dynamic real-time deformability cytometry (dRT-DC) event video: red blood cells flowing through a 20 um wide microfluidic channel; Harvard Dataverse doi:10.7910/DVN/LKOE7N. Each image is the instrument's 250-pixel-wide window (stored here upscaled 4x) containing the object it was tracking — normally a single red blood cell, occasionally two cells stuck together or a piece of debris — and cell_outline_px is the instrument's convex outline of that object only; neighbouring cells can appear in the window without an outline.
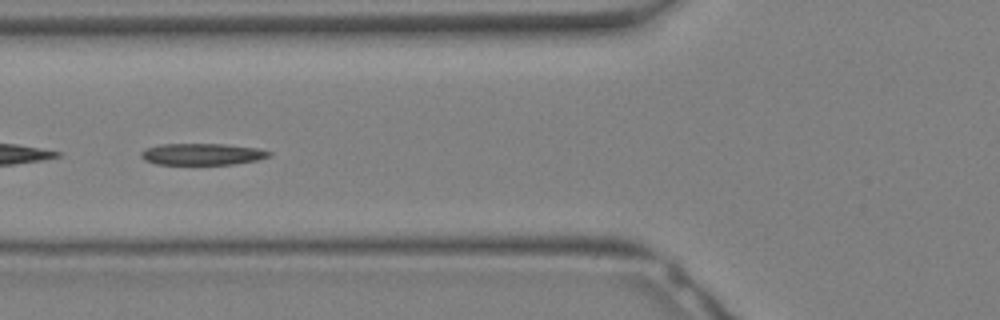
{"species": "Egyptian fruit bat (a non-hibernating species)", "species_latin": "Rousettus aegyptiacus", "temperature_condition": "warm", "stored_images_in_passage": 23, "camera_frame_rate_fps": 3000, "um_per_image_px": 0.085, "animal": {"sex": "female"}, "frame": {"image": 1, "passage_image": 4, "time_ms": 1.0, "image_size_px": [1000, 320], "cell_outline_px": [[272, 152], [268, 156], [256, 160], [232, 164], [156, 164], [144, 160], [140, 156], [140, 152], [144, 148], [160, 144], [224, 144], [256, 148]], "centroid_in_image_um": [17.11, 13.1], "position_along_channel_um": 108.7, "area_um2": 16.01}}
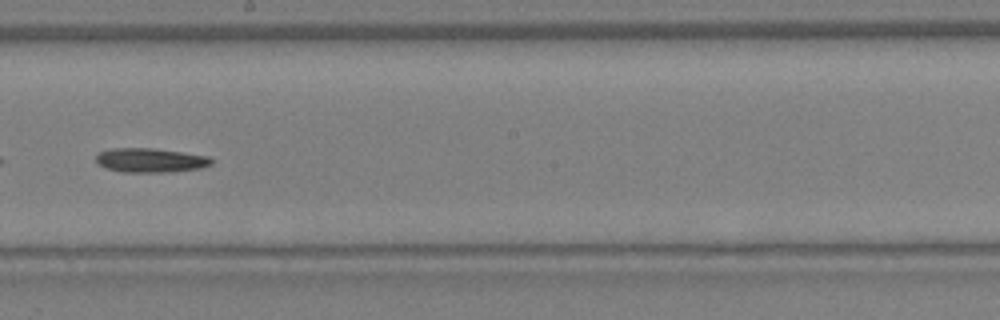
{"frame": {"image": 2, "passage_image": 10, "time_ms": 3.0, "image_size_px": [1000, 320], "cell_outline_px": [[212, 164], [200, 168], [168, 172], [120, 172], [108, 168], [100, 164], [96, 160], [96, 152], [112, 148], [156, 148], [208, 156], [212, 160]], "centroid_in_image_um": [12.77, 13.61], "position_along_channel_um": 235.4, "area_um2": 16.3}}
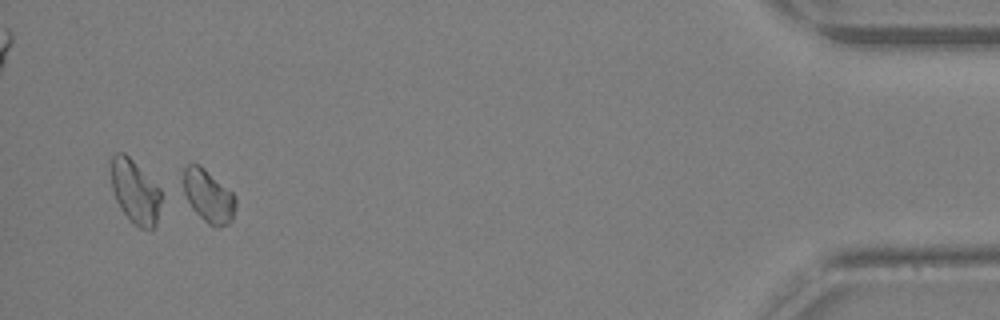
{"frame": {"image": 3, "passage_image": 22, "time_ms": 7.0, "image_size_px": [1000, 320], "cell_outline_px": [[236, 204], [232, 220], [228, 224], [216, 228], [208, 224], [192, 208], [184, 192], [184, 168], [188, 164], [200, 164], [232, 192], [236, 196]], "centroid_in_image_um": [17.74, 16.67], "position_along_channel_um": 417.5, "area_um2": 15.95}}